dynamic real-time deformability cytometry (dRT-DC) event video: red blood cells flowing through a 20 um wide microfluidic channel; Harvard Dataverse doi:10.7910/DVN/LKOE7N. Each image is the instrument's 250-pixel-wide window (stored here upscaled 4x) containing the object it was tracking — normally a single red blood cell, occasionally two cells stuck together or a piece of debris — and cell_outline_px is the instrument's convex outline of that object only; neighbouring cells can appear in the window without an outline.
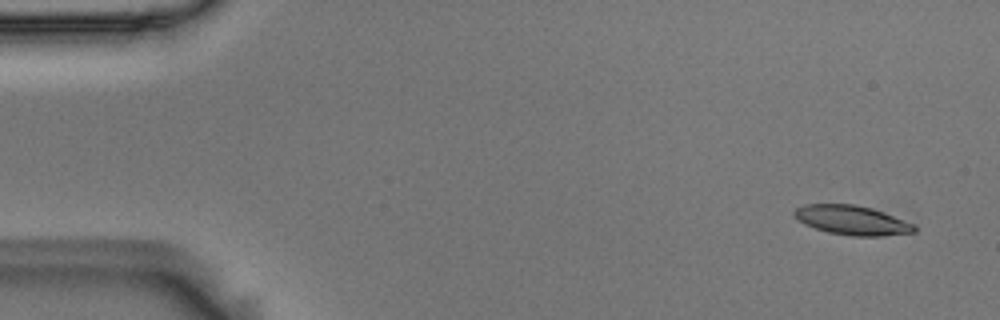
{"species": "Egyptian fruit bat (a non-hibernating species)", "species_latin": "Rousettus aegyptiacus", "temperature_condition": "room temperature", "stored_images_in_passage": 55, "camera_frame_rate_fps": 3000, "um_per_image_px": 0.085, "animal": {"sex": "male"}, "frame": {"image": 1, "passage_image": 3, "time_ms": 0.667, "image_size_px": [1000, 320], "cell_outline_px": [[916, 232], [880, 236], [852, 236], [828, 232], [804, 224], [796, 220], [792, 212], [796, 208], [804, 204], [852, 204], [872, 208], [916, 224]], "centroid_in_image_um": [72.41, 18.71], "position_along_channel_um": 12.6, "area_um2": 20.63}}
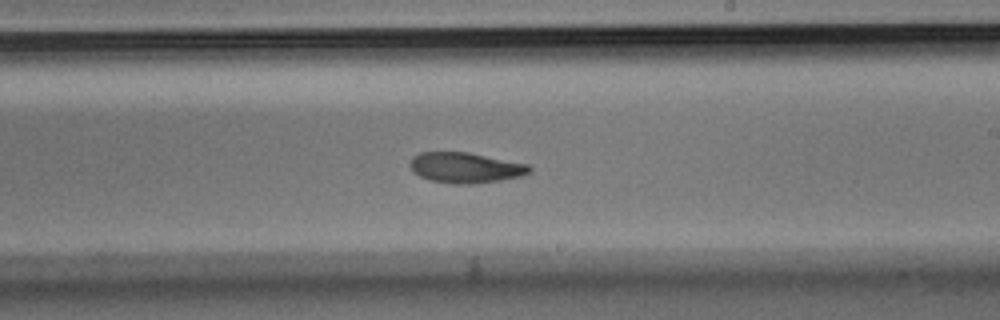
{"frame": {"image": 2, "passage_image": 32, "time_ms": 10.333, "image_size_px": [1000, 320], "cell_outline_px": [[532, 172], [520, 176], [500, 180], [472, 184], [452, 184], [432, 180], [420, 176], [412, 172], [408, 164], [412, 156], [420, 152], [468, 152], [528, 164], [532, 168]], "centroid_in_image_um": [39.53, 14.25], "position_along_channel_um": 249.5, "area_um2": 21.33}}
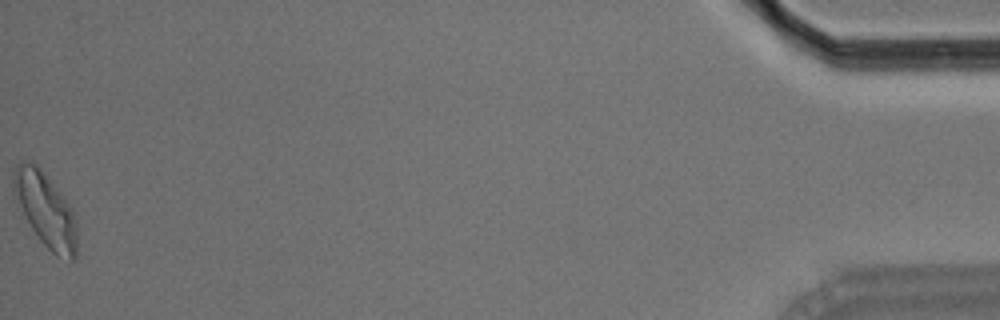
{"frame": {"image": 3, "passage_image": 55, "time_ms": 18.0, "image_size_px": [1000, 320], "cell_outline_px": [[76, 256], [72, 260], [56, 256], [40, 240], [32, 228], [20, 204], [12, 176], [12, 172], [16, 164], [20, 160], [32, 160], [44, 172], [76, 212]], "centroid_in_image_um": [3.92, 17.79], "position_along_channel_um": 431.3, "area_um2": 26.99}, "authors_computed_cell_mechanics": {"area_um2": 21.4438, "velocity_mm_per_s": 3.6549, "shape_relaxation_time_tau1_ms": 6.2679, "shape_relaxation_time_tau2_ms": 5.9611, "deformation_change_tau1": 0.1585, "deformation_change_tau2": 0.1322}}